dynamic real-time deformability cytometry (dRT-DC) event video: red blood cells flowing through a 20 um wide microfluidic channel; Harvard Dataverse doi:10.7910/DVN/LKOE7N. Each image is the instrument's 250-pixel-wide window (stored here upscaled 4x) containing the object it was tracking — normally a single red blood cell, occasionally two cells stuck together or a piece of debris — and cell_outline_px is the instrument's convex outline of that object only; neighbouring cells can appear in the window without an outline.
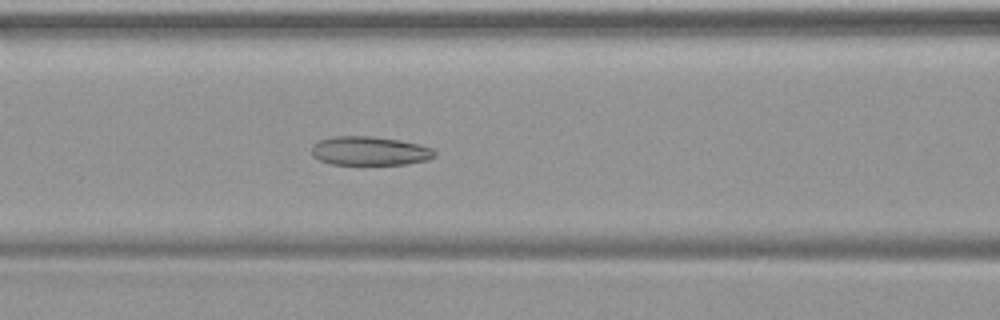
{"species": "common noctule bat (a hibernating species)", "species_latin": "Nyctalus noctula", "temperature_condition": "warm", "stored_images_in_passage": 37, "camera_frame_rate_fps": 3000, "um_per_image_px": 0.085, "animal": {"sex": "female", "body_mass_g": 19.9}, "frame": {"image": 1, "passage_image": 11, "time_ms": 3.333, "image_size_px": [1000, 320], "cell_outline_px": [[436, 156], [428, 160], [404, 164], [332, 164], [320, 160], [312, 156], [312, 144], [316, 140], [332, 136], [372, 136], [400, 140], [420, 144], [432, 148], [436, 152]], "centroid_in_image_um": [31.41, 12.81], "position_along_channel_um": 135.2, "area_um2": 20.92}}
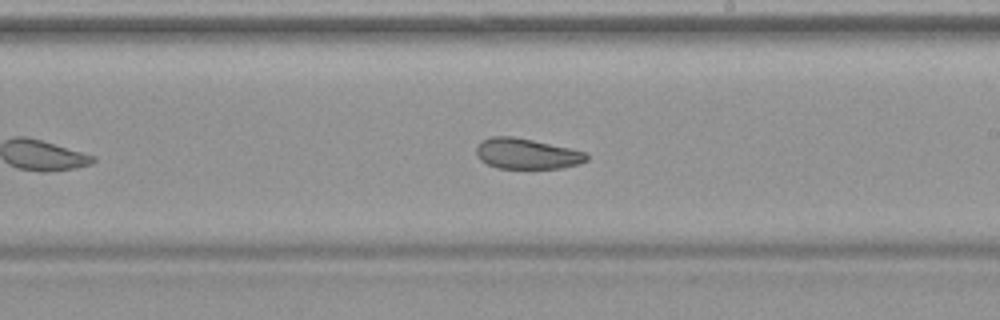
{"frame": {"image": 2, "passage_image": 19, "time_ms": 6.0, "image_size_px": [1000, 320], "cell_outline_px": [[588, 160], [580, 164], [560, 168], [496, 168], [480, 160], [476, 156], [476, 144], [480, 140], [492, 136], [512, 136], [532, 140], [588, 152]], "centroid_in_image_um": [44.75, 13.06], "position_along_channel_um": 244.2, "area_um2": 19.83}}
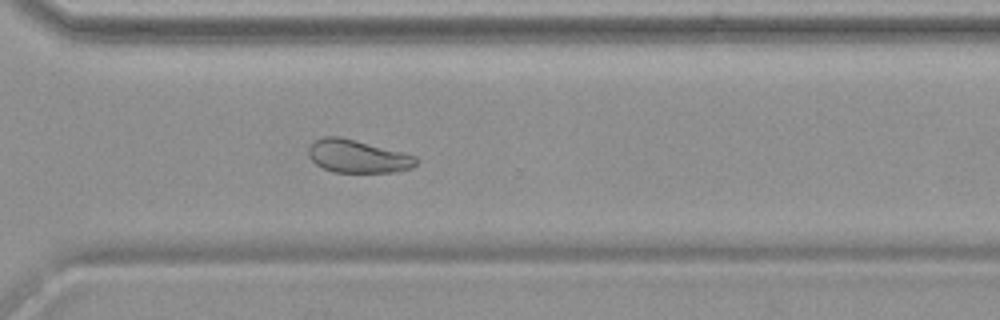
{"frame": {"image": 3, "passage_image": 26, "time_ms": 8.333, "image_size_px": [1000, 320], "cell_outline_px": [[420, 160], [412, 168], [396, 172], [332, 172], [316, 164], [308, 156], [308, 148], [312, 140], [324, 136], [340, 136], [356, 140], [416, 156]], "centroid_in_image_um": [30.38, 13.28], "position_along_channel_um": 340.2, "area_um2": 20.81}}